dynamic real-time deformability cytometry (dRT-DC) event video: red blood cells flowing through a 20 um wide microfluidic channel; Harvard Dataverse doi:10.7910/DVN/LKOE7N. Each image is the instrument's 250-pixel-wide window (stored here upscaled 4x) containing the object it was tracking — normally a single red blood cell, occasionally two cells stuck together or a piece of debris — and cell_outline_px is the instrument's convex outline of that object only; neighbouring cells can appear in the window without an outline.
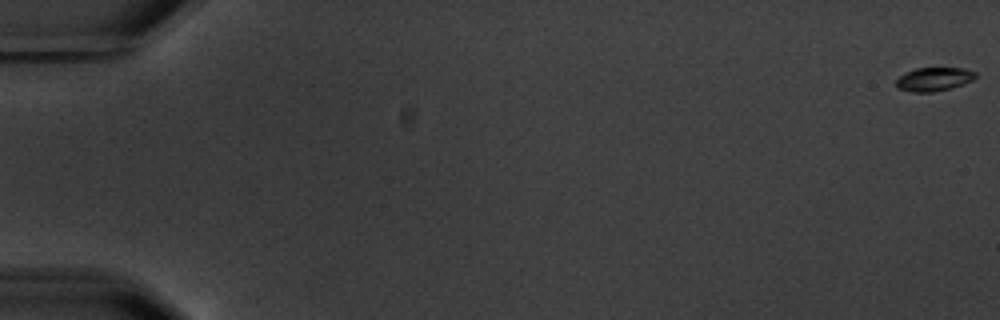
{"species": "common noctule bat (a hibernating species)", "species_latin": "Nyctalus noctula", "temperature_condition": "warm", "stored_images_in_passage": 7, "camera_frame_rate_fps": 3000, "um_per_image_px": 0.085, "animal": {"sex": "male", "body_mass_g": 20.1, "forearm_length_mm": 53.5}, "frame": {"image": 1, "passage_image": 1, "time_ms": 0.0, "image_size_px": [1000, 320], "cell_outline_px": [[976, 76], [972, 80], [964, 84], [952, 88], [932, 92], [912, 92], [896, 88], [896, 80], [900, 76], [916, 68], [964, 68], [976, 72]], "centroid_in_image_um": [79.39, 6.74], "position_along_channel_um": 5.6, "area_um2": 10.92}}
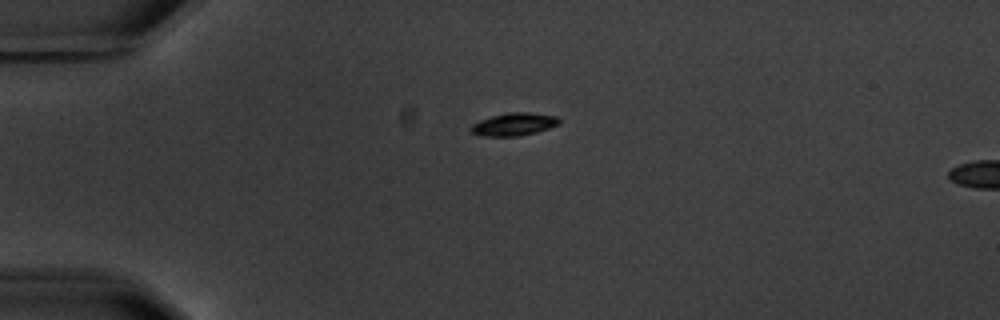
{"frame": {"image": 2, "passage_image": 5, "time_ms": 5.0, "image_size_px": [1000, 320], "cell_outline_px": [[560, 124], [536, 132], [516, 136], [484, 136], [472, 132], [468, 128], [472, 124], [480, 120], [492, 116], [508, 112], [528, 112], [556, 116], [560, 120]], "centroid_in_image_um": [43.67, 10.55], "position_along_channel_um": 41.3, "area_um2": 11.62}}